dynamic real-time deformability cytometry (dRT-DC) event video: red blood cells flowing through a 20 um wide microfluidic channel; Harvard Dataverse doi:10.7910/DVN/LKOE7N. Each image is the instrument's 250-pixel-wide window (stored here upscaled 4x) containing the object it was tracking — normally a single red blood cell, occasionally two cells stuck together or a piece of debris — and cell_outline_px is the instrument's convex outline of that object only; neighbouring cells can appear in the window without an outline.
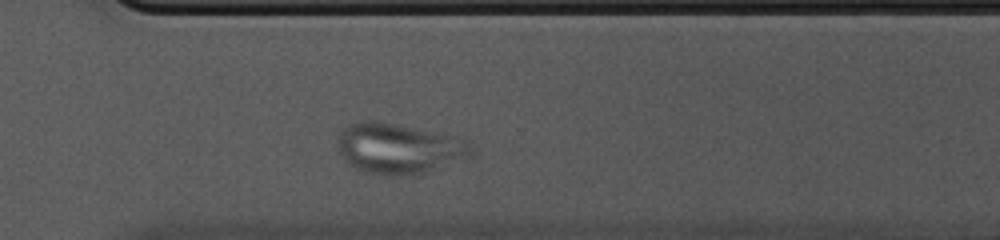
{"species": "common noctule bat (a hibernating species)", "species_latin": "Nyctalus noctula", "temperature_condition": "cold", "stored_images_in_passage": 36, "camera_frame_rate_fps": 3000, "um_per_image_px": 0.085, "animal": {"sex": "female", "body_mass_g": 10.0, "forearm_length_mm": 53.1}, "frame": {"image": 1, "passage_image": 31, "time_ms": 10.0, "image_size_px": [1000, 240], "cell_outline_px": [[472, 156], [428, 172], [408, 176], [392, 176], [364, 172], [356, 168], [344, 160], [336, 144], [340, 132], [348, 124], [360, 120], [376, 120], [440, 132], [456, 136], [468, 140], [472, 144]], "centroid_in_image_um": [33.92, 12.61], "position_along_channel_um": 336.7, "area_um2": 40.0}}